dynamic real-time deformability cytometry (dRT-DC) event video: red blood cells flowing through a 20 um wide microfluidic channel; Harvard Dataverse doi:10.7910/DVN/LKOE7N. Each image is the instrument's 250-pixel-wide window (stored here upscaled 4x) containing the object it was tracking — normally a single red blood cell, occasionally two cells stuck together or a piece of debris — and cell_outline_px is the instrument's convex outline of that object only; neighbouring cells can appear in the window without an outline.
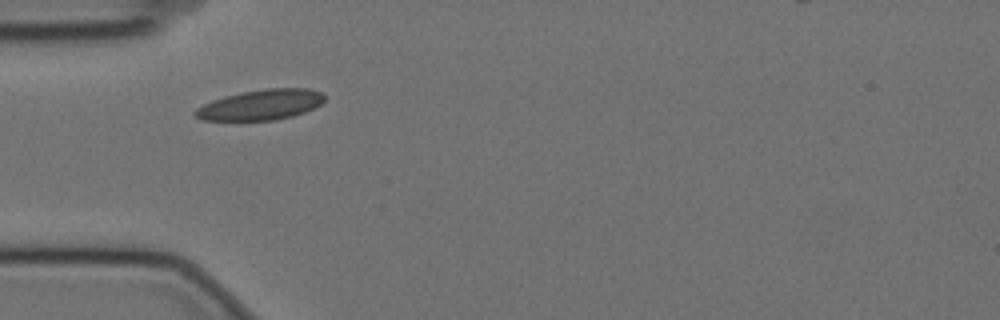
{"species": "Egyptian fruit bat (a non-hibernating species)", "species_latin": "Rousettus aegyptiacus", "temperature_condition": "cold", "stored_images_in_passage": 18, "camera_frame_rate_fps": 3000, "um_per_image_px": 0.085, "animal": {"sex": "female"}, "frame": {"image": 1, "passage_image": 1, "time_ms": 0.0, "image_size_px": [1000, 320], "cell_outline_px": [[324, 100], [320, 104], [304, 112], [292, 116], [276, 120], [200, 120], [192, 112], [196, 108], [212, 100], [224, 96], [240, 92], [264, 88], [308, 88], [324, 92]], "centroid_in_image_um": [22.16, 8.89], "position_along_channel_um": 62.8, "area_um2": 23.0}}
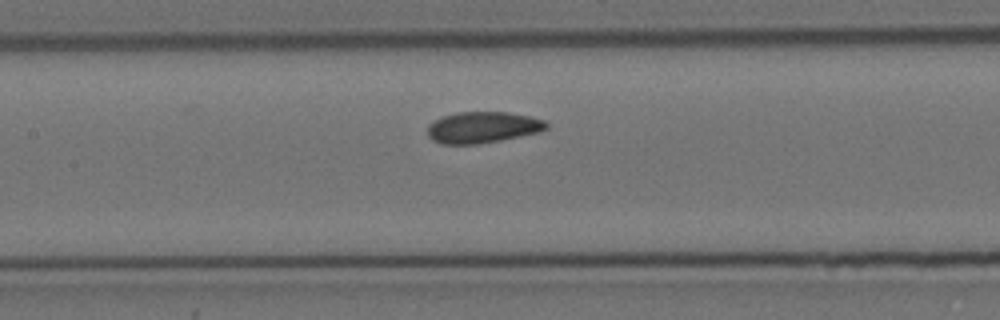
{"frame": {"image": 2, "passage_image": 10, "time_ms": 3.0, "image_size_px": [1000, 320], "cell_outline_px": [[548, 128], [540, 132], [500, 140], [476, 144], [440, 144], [432, 140], [428, 136], [428, 124], [444, 116], [456, 112], [508, 112], [528, 116], [544, 120], [548, 124]], "centroid_in_image_um": [41.02, 10.83], "position_along_channel_um": 166.4, "area_um2": 21.62}}
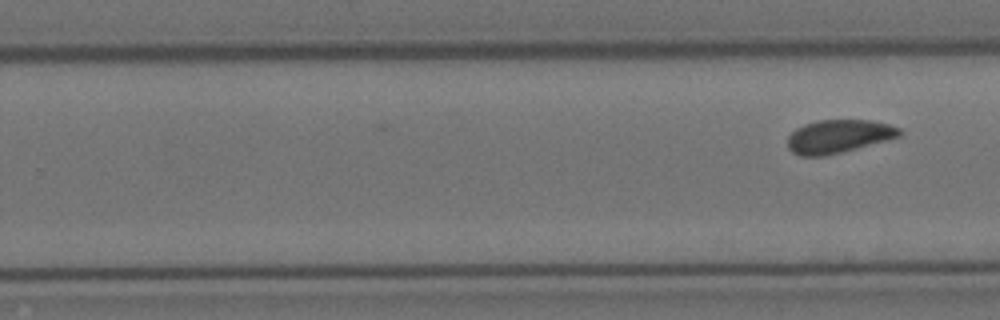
{"frame": {"image": 3, "passage_image": 18, "time_ms": 5.667, "image_size_px": [1000, 320], "cell_outline_px": [[904, 132], [900, 136], [840, 152], [824, 156], [800, 156], [792, 152], [788, 148], [788, 136], [796, 128], [804, 124], [816, 120], [872, 120], [888, 124], [900, 128]], "centroid_in_image_um": [71.25, 11.58], "position_along_channel_um": 258.5, "area_um2": 21.56}}